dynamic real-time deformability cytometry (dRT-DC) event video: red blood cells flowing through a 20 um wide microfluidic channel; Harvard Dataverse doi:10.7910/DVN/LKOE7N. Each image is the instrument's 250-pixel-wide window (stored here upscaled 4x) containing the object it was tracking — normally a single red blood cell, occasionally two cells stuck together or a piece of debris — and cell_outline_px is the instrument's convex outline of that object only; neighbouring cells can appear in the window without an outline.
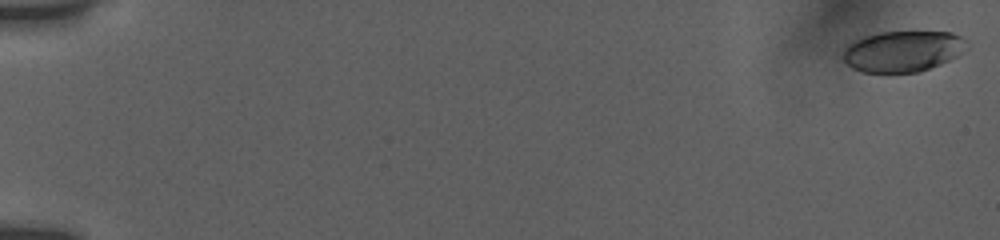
{"species": "human", "species_latin": "Homo sapiens", "temperature_condition": "room temperature", "stored_images_in_passage": 55, "camera_frame_rate_fps": 3000, "um_per_image_px": 0.085, "donor": {"sex": "female"}, "frame": {"image": 1, "passage_image": 1, "time_ms": 0.0, "image_size_px": [1000, 240], "cell_outline_px": [[968, 48], [956, 56], [940, 64], [916, 72], [860, 72], [852, 68], [840, 56], [844, 48], [848, 44], [864, 36], [880, 32], [952, 32], [968, 40]], "centroid_in_image_um": [76.73, 4.35], "position_along_channel_um": 8.3, "area_um2": 29.59}}
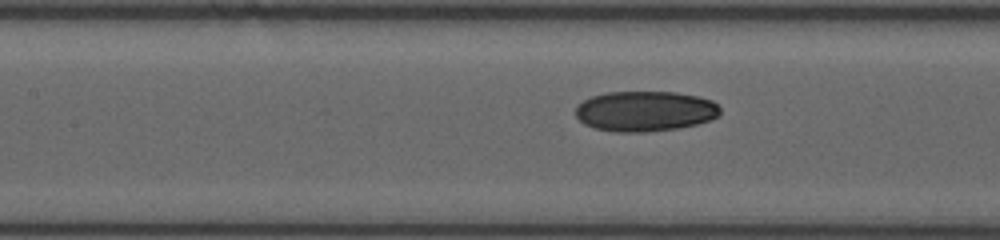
{"frame": {"image": 2, "passage_image": 27, "time_ms": 8.667, "image_size_px": [1000, 240], "cell_outline_px": [[720, 116], [696, 124], [676, 128], [644, 132], [612, 132], [592, 128], [584, 124], [576, 116], [576, 104], [592, 96], [604, 92], [676, 92], [700, 96], [712, 100], [720, 108]], "centroid_in_image_um": [54.81, 9.44], "position_along_channel_um": 152.6, "area_um2": 34.22}}
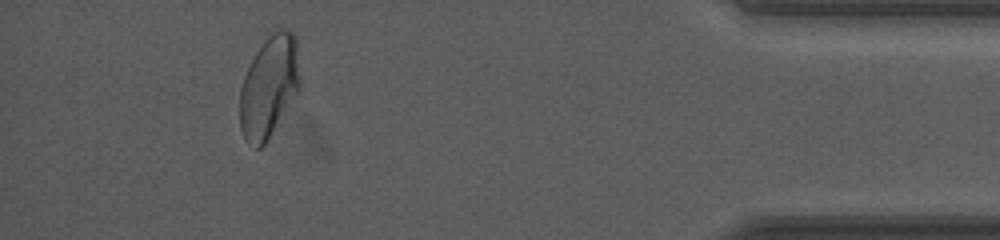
{"frame": {"image": 3, "passage_image": 51, "time_ms": 16.667, "image_size_px": [1000, 240], "cell_outline_px": [[300, 92], [264, 144], [260, 148], [256, 148], [248, 144], [244, 140], [240, 128], [240, 88], [244, 76], [256, 52], [272, 32], [280, 28], [284, 28], [292, 32], [296, 36], [300, 80]], "centroid_in_image_um": [22.89, 7.39], "position_along_channel_um": 412.3, "area_um2": 35.89}, "authors_computed_cell_mechanics": {"area_um2": 33.6974, "velocity_mm_per_s": 3.8576, "shape_relaxation_time_tau1_ms": null, "shape_relaxation_time_tau2_ms": 1.9808, "deformation_change_tau1": null, "deformation_change_tau2": 0.056}}